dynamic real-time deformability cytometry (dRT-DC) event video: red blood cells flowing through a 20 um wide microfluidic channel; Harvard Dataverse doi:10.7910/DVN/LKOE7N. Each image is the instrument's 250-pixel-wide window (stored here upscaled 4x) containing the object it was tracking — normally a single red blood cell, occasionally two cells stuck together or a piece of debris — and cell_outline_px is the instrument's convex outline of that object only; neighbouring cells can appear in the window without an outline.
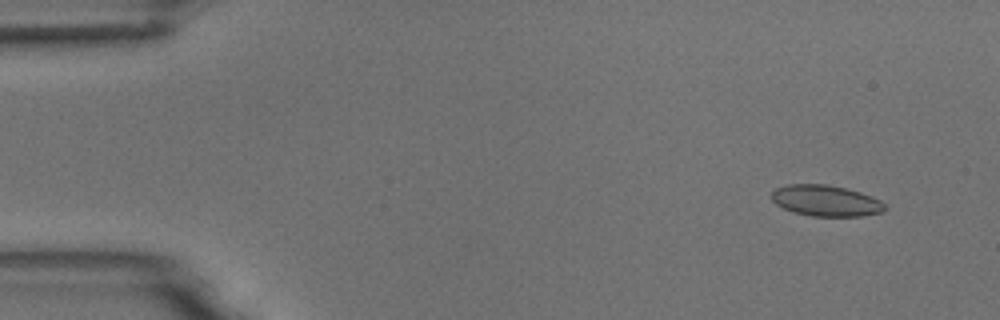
{"species": "common noctule bat (a hibernating species)", "species_latin": "Nyctalus noctula", "temperature_condition": "room temperature", "stored_images_in_passage": 53, "camera_frame_rate_fps": 3000, "um_per_image_px": 0.085, "animal": {"sex": "male", "body_mass_g": 18.8}, "frame": {"image": 1, "passage_image": 3, "time_ms": 0.667, "image_size_px": [1000, 320], "cell_outline_px": [[884, 208], [880, 212], [860, 216], [812, 216], [792, 212], [776, 204], [772, 200], [772, 192], [776, 188], [788, 184], [828, 184], [848, 188], [872, 196], [880, 200], [884, 204]], "centroid_in_image_um": [70.17, 17.05], "position_along_channel_um": 14.8, "area_um2": 20.46}}
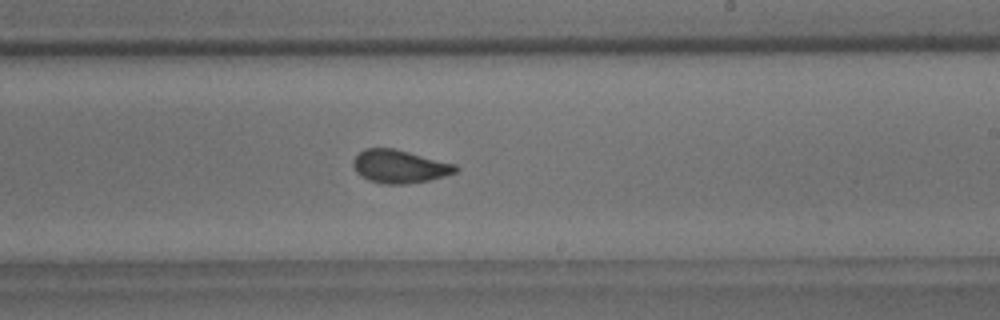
{"frame": {"image": 2, "passage_image": 31, "time_ms": 10.0, "image_size_px": [1000, 320], "cell_outline_px": [[460, 168], [456, 172], [444, 176], [428, 180], [408, 184], [384, 184], [368, 180], [360, 176], [356, 172], [352, 164], [352, 160], [364, 148], [396, 148], [456, 164]], "centroid_in_image_um": [33.96, 14.14], "position_along_channel_um": 255.0, "area_um2": 20.0}}
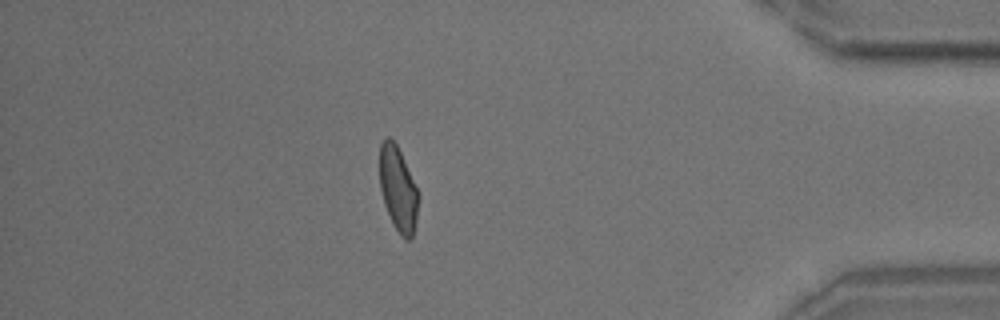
{"frame": {"image": 3, "passage_image": 46, "time_ms": 15.0, "image_size_px": [1000, 320], "cell_outline_px": [[420, 196], [416, 224], [412, 236], [408, 240], [404, 240], [400, 236], [392, 224], [384, 204], [380, 188], [380, 144], [388, 136], [396, 144], [400, 152]], "centroid_in_image_um": [33.84, 16.14], "position_along_channel_um": 401.4, "area_um2": 19.13}, "authors_computed_cell_mechanics": {"area_um2": 19.9988, "velocity_mm_per_s": 3.7298, "shape_relaxation_time_tau1_ms": 4.1746, "shape_relaxation_time_tau2_ms": 0.7531, "deformation_change_tau1": 0.1146, "deformation_change_tau2": 0.0505}}